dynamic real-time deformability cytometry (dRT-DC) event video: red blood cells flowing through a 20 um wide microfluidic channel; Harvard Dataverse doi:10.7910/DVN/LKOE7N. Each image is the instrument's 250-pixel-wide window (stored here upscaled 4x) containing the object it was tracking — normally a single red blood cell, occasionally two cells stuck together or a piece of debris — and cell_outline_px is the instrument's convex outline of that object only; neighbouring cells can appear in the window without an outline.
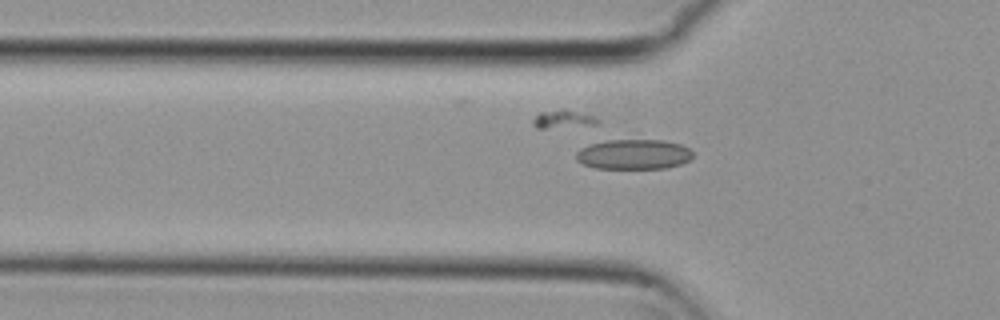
{"species": "common noctule bat (a hibernating species)", "species_latin": "Nyctalus noctula", "temperature_condition": "cold", "stored_images_in_passage": 46, "camera_frame_rate_fps": 3000, "um_per_image_px": 0.085, "animal": {"sex": "female", "body_mass_g": 29.2, "forearm_length_mm": 56.3}, "frame": {"image": 1, "passage_image": 18, "time_ms": 5.667, "image_size_px": [1000, 320], "cell_outline_px": [[692, 156], [688, 160], [680, 164], [664, 168], [596, 168], [584, 164], [576, 160], [576, 152], [580, 148], [596, 140], [664, 140], [680, 144], [688, 148], [692, 152]], "centroid_in_image_um": [53.8, 13.1], "position_along_channel_um": 72.0, "area_um2": 20.46}}
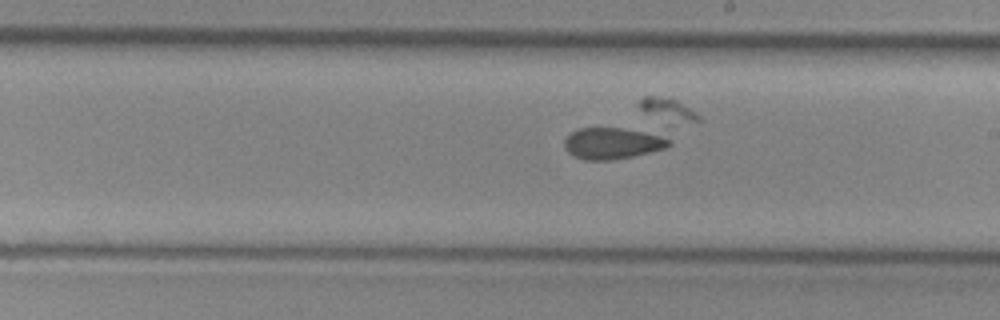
{"frame": {"image": 2, "passage_image": 31, "time_ms": 10.0, "image_size_px": [1000, 320], "cell_outline_px": [[672, 144], [664, 148], [632, 156], [612, 160], [584, 160], [572, 156], [564, 148], [564, 140], [572, 132], [580, 128], [620, 128], [664, 132], [672, 140]], "centroid_in_image_um": [52.15, 12.16], "position_along_channel_um": 236.8, "area_um2": 19.71}}
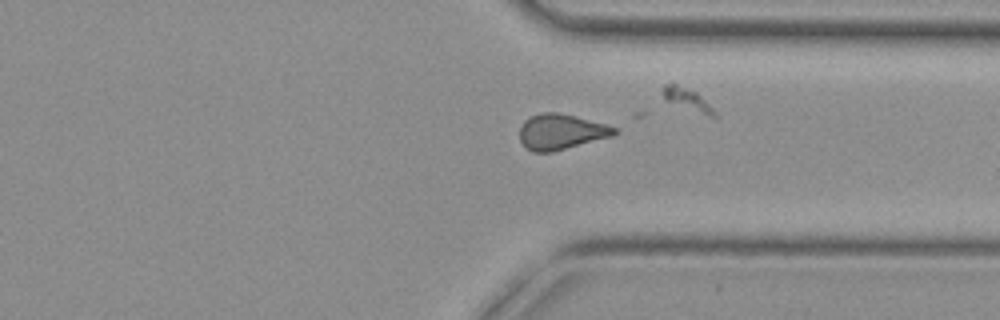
{"frame": {"image": 3, "passage_image": 41, "time_ms": 13.333, "image_size_px": [1000, 320], "cell_outline_px": [[620, 132], [612, 136], [552, 152], [532, 152], [524, 148], [520, 140], [520, 128], [524, 120], [540, 112], [556, 112], [576, 116], [604, 124], [616, 128]], "centroid_in_image_um": [47.66, 11.21], "position_along_channel_um": 363.7, "area_um2": 19.59}}